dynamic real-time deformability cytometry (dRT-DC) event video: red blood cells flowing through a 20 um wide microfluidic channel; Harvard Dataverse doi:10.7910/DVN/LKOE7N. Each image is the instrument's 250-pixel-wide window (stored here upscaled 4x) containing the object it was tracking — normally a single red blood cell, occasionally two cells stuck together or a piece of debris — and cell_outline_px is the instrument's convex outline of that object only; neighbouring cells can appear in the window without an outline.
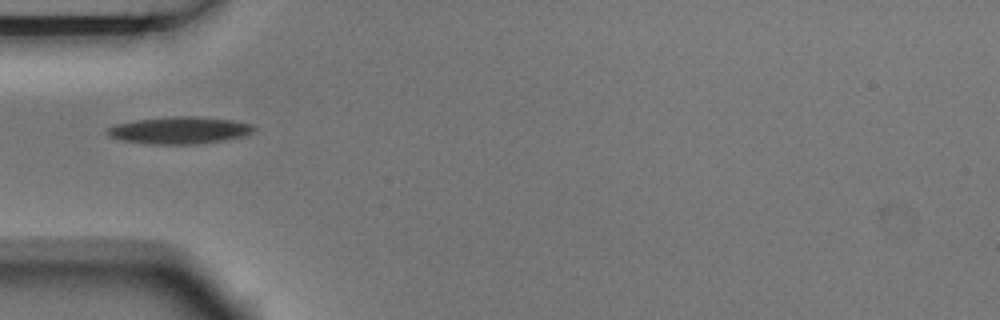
{"species": "Egyptian fruit bat (a non-hibernating species)", "species_latin": "Rousettus aegyptiacus", "temperature_condition": "room temperature", "stored_images_in_passage": 1, "camera_frame_rate_fps": 3000, "um_per_image_px": 0.085, "animal": {"sex": "male"}, "frame": {"image": 1, "passage_image": 1, "time_ms": 0.0, "image_size_px": [1000, 320], "cell_outline_px": [[256, 128], [248, 136], [196, 144], [148, 144], [120, 140], [108, 136], [104, 132], [108, 128], [116, 124], [136, 120], [176, 116], [192, 116], [232, 120], [252, 124]], "centroid_in_image_um": [15.25, 11.08], "position_along_channel_um": 69.7, "area_um2": 23.18}}